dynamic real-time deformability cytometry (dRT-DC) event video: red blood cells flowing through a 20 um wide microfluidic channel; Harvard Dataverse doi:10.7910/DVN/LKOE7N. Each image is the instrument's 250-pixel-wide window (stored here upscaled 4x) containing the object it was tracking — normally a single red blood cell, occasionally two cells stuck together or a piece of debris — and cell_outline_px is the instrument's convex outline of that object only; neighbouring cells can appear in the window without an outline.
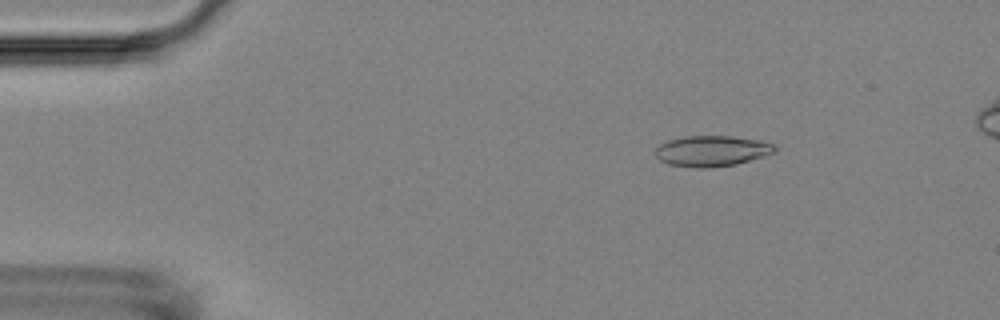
{"species": "Egyptian fruit bat (a non-hibernating species)", "species_latin": "Rousettus aegyptiacus", "temperature_condition": "room temperature", "stored_images_in_passage": 5, "camera_frame_rate_fps": 3000, "um_per_image_px": 0.085, "animal": {"sex": "female"}, "frame": {"image": 1, "passage_image": 2, "time_ms": 2.0, "image_size_px": [1000, 320], "cell_outline_px": [[776, 152], [764, 156], [736, 164], [712, 168], [696, 168], [668, 164], [660, 160], [656, 156], [656, 148], [660, 144], [668, 140], [684, 136], [732, 136], [756, 140], [776, 144]], "centroid_in_image_um": [60.51, 12.84], "position_along_channel_um": 24.5, "area_um2": 21.44}}